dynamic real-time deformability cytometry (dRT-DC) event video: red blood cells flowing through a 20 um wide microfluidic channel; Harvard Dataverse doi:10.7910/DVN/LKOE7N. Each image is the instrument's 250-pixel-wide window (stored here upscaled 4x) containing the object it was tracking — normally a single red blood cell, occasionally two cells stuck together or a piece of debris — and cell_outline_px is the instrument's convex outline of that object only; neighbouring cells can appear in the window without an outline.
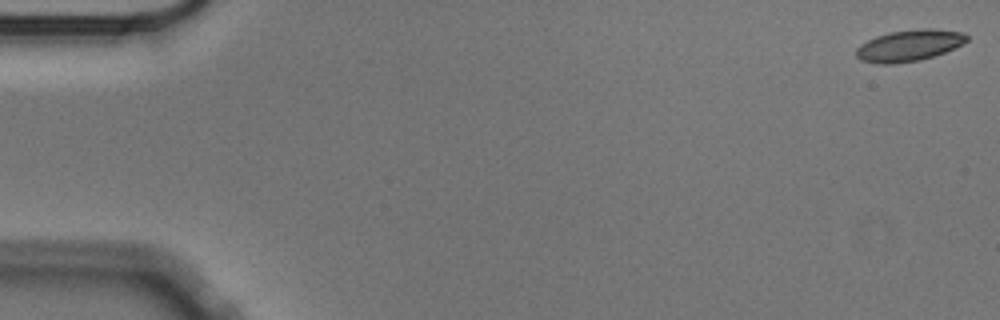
{"species": "Egyptian fruit bat (a non-hibernating species)", "species_latin": "Rousettus aegyptiacus", "temperature_condition": "cold", "stored_images_in_passage": 18, "camera_frame_rate_fps": 3000, "um_per_image_px": 0.085, "animal": {"sex": "male"}, "frame": {"image": 1, "passage_image": 1, "time_ms": 0.0, "image_size_px": [1000, 320], "cell_outline_px": [[968, 40], [964, 44], [944, 52], [920, 60], [892, 64], [876, 64], [860, 60], [856, 56], [856, 48], [860, 44], [876, 36], [888, 32], [920, 28], [932, 28], [964, 32], [968, 36]], "centroid_in_image_um": [77.27, 3.86], "position_along_channel_um": 7.7, "area_um2": 20.46}}
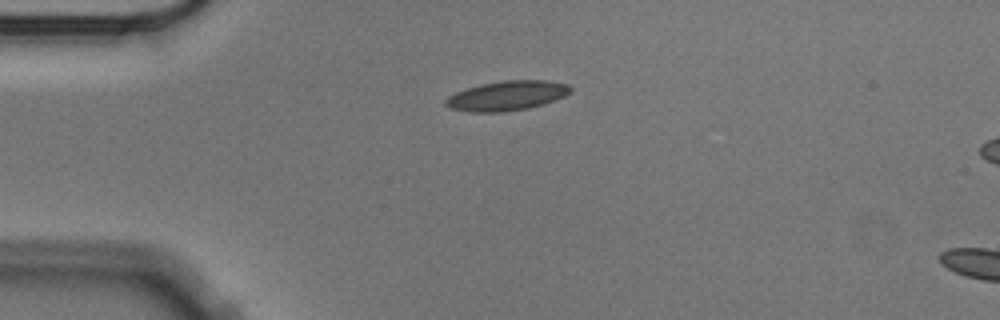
{"frame": {"image": 2, "passage_image": 14, "time_ms": 4.333, "image_size_px": [1000, 320], "cell_outline_px": [[572, 92], [556, 100], [544, 104], [528, 108], [504, 112], [468, 112], [448, 108], [444, 104], [444, 100], [448, 96], [456, 92], [480, 84], [504, 80], [548, 80], [568, 84], [572, 88]], "centroid_in_image_um": [43.09, 8.14], "position_along_channel_um": 41.9, "area_um2": 21.85}}